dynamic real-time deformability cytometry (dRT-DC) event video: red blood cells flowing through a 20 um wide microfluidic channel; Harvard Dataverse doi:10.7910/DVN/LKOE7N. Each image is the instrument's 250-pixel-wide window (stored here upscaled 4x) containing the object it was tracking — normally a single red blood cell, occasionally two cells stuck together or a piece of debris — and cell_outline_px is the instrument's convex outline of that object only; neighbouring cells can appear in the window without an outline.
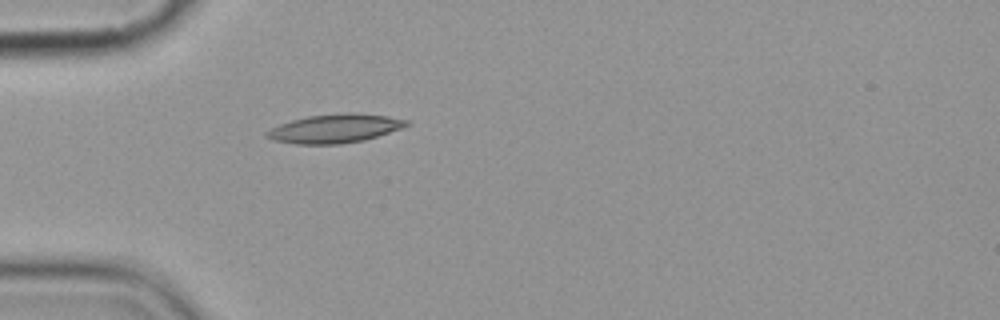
{"species": "common noctule bat (a hibernating species)", "species_latin": "Nyctalus noctula", "temperature_condition": "cold", "stored_images_in_passage": 4, "camera_frame_rate_fps": 3000, "um_per_image_px": 0.085, "animal": {"sex": "female", "body_mass_g": 19.9}, "frame": {"image": 1, "passage_image": 4, "time_ms": 4.333, "image_size_px": [1000, 320], "cell_outline_px": [[412, 124], [364, 140], [340, 144], [296, 144], [272, 140], [264, 136], [264, 132], [280, 124], [292, 120], [308, 116], [348, 112], [352, 112], [388, 116], [408, 120]], "centroid_in_image_um": [28.44, 10.92], "position_along_channel_um": 56.6, "area_um2": 23.35}}